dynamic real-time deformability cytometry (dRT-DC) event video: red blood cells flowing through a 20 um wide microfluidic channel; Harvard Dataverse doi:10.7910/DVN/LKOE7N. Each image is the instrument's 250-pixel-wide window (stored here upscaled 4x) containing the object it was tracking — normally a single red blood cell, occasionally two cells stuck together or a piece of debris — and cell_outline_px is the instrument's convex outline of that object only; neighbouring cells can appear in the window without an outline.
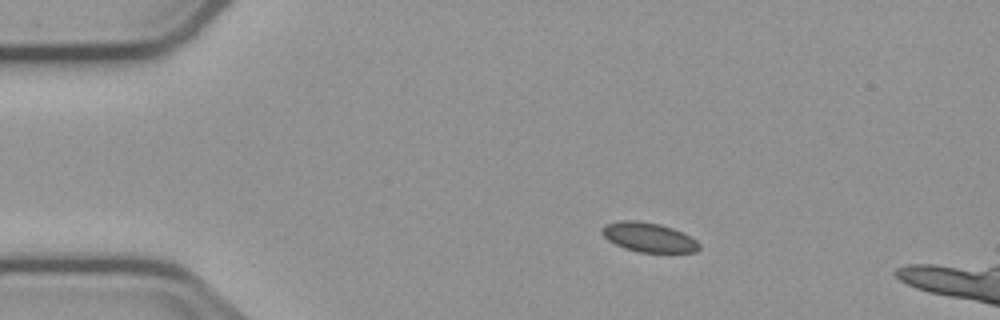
{"species": "common noctule bat (a hibernating species)", "species_latin": "Nyctalus noctula", "temperature_condition": "cold", "stored_images_in_passage": 4, "camera_frame_rate_fps": 3000, "um_per_image_px": 0.085, "animal": {"sex": "male", "body_mass_g": 23.1, "forearm_length_mm": 52.7}, "frame": {"image": 1, "passage_image": 2, "time_ms": 1.333, "image_size_px": [1000, 320], "cell_outline_px": [[700, 248], [696, 252], [636, 252], [624, 248], [608, 240], [600, 232], [604, 224], [620, 220], [636, 220], [660, 224], [672, 228], [696, 240], [700, 244]], "centroid_in_image_um": [55.1, 20.16], "position_along_channel_um": 29.9, "area_um2": 16.65}}